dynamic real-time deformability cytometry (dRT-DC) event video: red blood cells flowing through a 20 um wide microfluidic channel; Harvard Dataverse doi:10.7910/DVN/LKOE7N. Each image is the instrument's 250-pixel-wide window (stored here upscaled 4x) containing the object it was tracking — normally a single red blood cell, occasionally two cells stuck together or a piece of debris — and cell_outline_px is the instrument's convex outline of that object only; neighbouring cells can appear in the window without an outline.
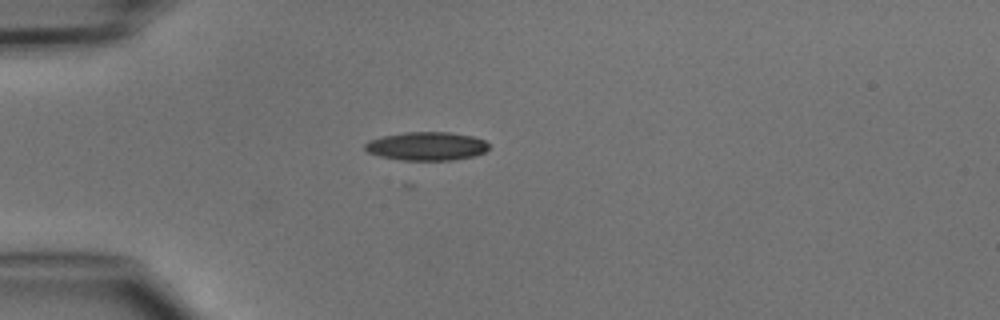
{"species": "common noctule bat (a hibernating species)", "species_latin": "Nyctalus noctula", "temperature_condition": "cold", "stored_images_in_passage": 1, "camera_frame_rate_fps": 3000, "um_per_image_px": 0.085, "animal": {"sex": "male", "body_mass_g": 15.6}, "frame": {"image": 1, "passage_image": 1, "time_ms": 0.0, "image_size_px": [1000, 320], "cell_outline_px": [[488, 148], [484, 152], [472, 156], [452, 160], [400, 160], [380, 156], [368, 152], [364, 148], [364, 144], [368, 140], [384, 136], [404, 132], [448, 132], [472, 136], [484, 140], [488, 144]], "centroid_in_image_um": [36.23, 12.42], "position_along_channel_um": 48.8, "area_um2": 20.46}}